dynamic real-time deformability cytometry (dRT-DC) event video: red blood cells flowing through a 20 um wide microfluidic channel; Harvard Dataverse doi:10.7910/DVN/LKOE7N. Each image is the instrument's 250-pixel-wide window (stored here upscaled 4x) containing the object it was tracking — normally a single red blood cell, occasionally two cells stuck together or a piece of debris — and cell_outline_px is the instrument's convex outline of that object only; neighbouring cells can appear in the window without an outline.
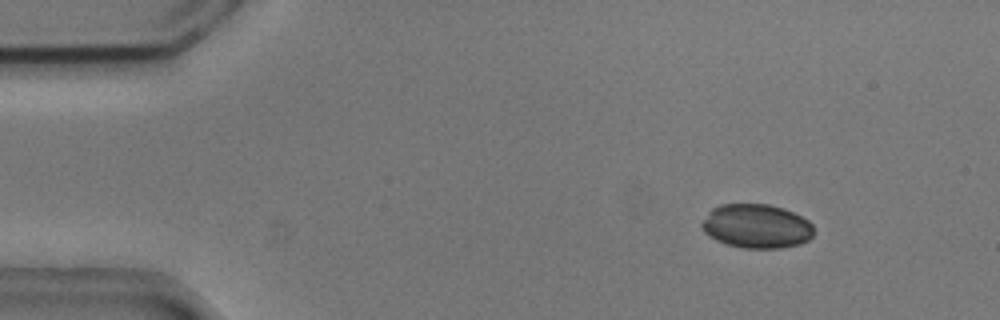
{"species": "common noctule bat (a hibernating species)", "species_latin": "Nyctalus noctula", "temperature_condition": "cold", "stored_images_in_passage": 12, "camera_frame_rate_fps": 3000, "um_per_image_px": 0.085, "animal": {"sex": "male", "body_mass_g": 20.5, "forearm_length_mm": 52.5}, "frame": {"image": 1, "passage_image": 7, "time_ms": 2.0, "image_size_px": [1000, 320], "cell_outline_px": [[812, 236], [808, 240], [800, 244], [780, 248], [740, 248], [716, 240], [708, 236], [704, 232], [700, 224], [708, 212], [712, 208], [720, 204], [768, 204], [784, 208], [808, 220], [812, 224]], "centroid_in_image_um": [64.27, 19.22], "position_along_channel_um": 20.7, "area_um2": 28.84}}